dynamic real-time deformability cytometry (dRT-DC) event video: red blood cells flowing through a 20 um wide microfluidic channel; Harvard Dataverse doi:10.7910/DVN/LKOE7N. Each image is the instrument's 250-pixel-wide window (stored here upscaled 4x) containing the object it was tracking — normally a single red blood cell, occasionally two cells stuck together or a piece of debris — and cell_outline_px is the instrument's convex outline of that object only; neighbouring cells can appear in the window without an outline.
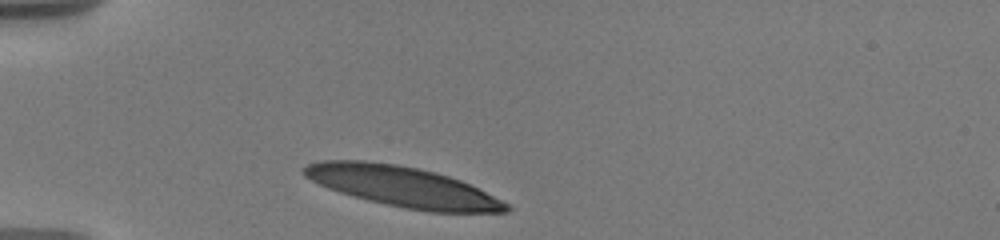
{"species": "human", "species_latin": "Homo sapiens", "temperature_condition": "warm", "stored_images_in_passage": 39, "camera_frame_rate_fps": 3000, "um_per_image_px": 0.085, "donor": {"sex": "male"}, "frame": {"image": 1, "passage_image": 1, "time_ms": 0.0, "image_size_px": [1000, 240], "cell_outline_px": [[512, 208], [508, 212], [428, 212], [368, 200], [352, 196], [328, 188], [304, 176], [300, 172], [300, 168], [308, 164], [320, 160], [364, 160], [396, 164], [420, 168], [436, 172], [460, 180], [508, 204]], "centroid_in_image_um": [34.17, 15.85], "position_along_channel_um": 50.8, "area_um2": 47.22}}
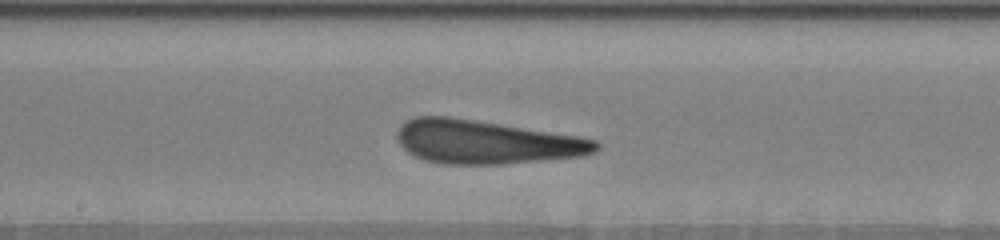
{"frame": {"image": 2, "passage_image": 16, "time_ms": 5.0, "image_size_px": [1000, 240], "cell_outline_px": [[600, 148], [596, 152], [580, 156], [500, 164], [448, 164], [428, 160], [416, 156], [408, 152], [400, 144], [396, 136], [396, 132], [400, 124], [404, 120], [416, 116], [452, 116], [576, 136], [596, 140], [600, 144]], "centroid_in_image_um": [41.27, 12.05], "position_along_channel_um": 206.9, "area_um2": 50.29}}
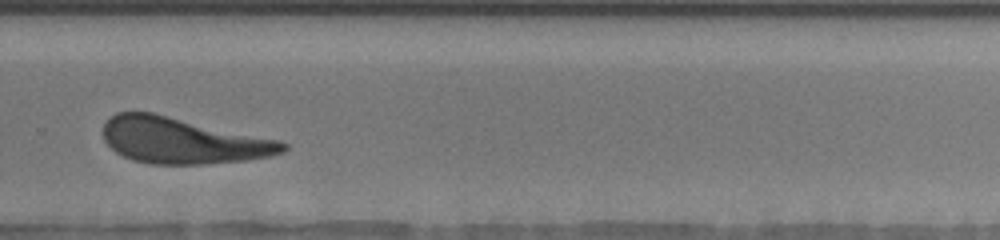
{"frame": {"image": 3, "passage_image": 28, "time_ms": 8.0, "image_size_px": [1000, 240], "cell_outline_px": [[288, 148], [284, 152], [268, 156], [244, 160], [204, 164], [148, 164], [132, 160], [116, 152], [104, 140], [104, 124], [116, 112], [152, 112], [280, 140], [288, 144]], "centroid_in_image_um": [15.53, 11.95], "position_along_channel_um": 314.3, "area_um2": 48.03}, "authors_computed_cell_mechanics": {"area_um2": 49.8814, "velocity_mm_per_s": 3.5979, "shape_relaxation_time_tau1_ms": 3.679, "shape_relaxation_time_tau2_ms": 1.724, "deformation_change_tau1": 0.1874, "deformation_change_tau2": 0.1356}}